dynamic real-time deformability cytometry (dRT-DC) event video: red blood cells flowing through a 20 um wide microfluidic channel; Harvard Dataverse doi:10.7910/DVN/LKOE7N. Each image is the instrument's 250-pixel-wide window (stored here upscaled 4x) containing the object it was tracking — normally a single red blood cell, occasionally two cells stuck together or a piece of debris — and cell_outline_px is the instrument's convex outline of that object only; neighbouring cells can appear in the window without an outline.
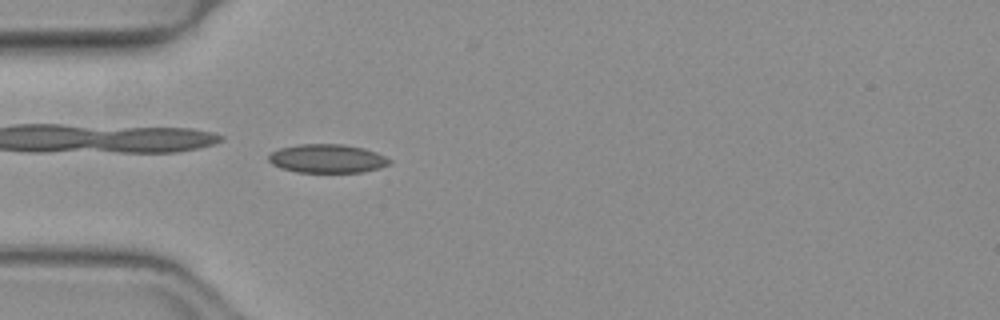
{"species": "common noctule bat (a hibernating species)", "species_latin": "Nyctalus noctula", "temperature_condition": "warm", "stored_images_in_passage": 49, "camera_frame_rate_fps": 3000, "um_per_image_px": 0.085, "animal": {"sex": "female", "body_mass_g": 19.3, "forearm_length_mm": 54.1}, "frame": {"image": 1, "passage_image": 13, "time_ms": 4.0, "image_size_px": [1000, 320], "cell_outline_px": [[392, 164], [380, 168], [364, 172], [296, 172], [280, 168], [272, 164], [268, 160], [268, 156], [272, 152], [280, 148], [300, 144], [344, 144], [364, 148], [376, 152], [392, 160]], "centroid_in_image_um": [27.84, 13.48], "position_along_channel_um": 57.2, "area_um2": 20.35}}
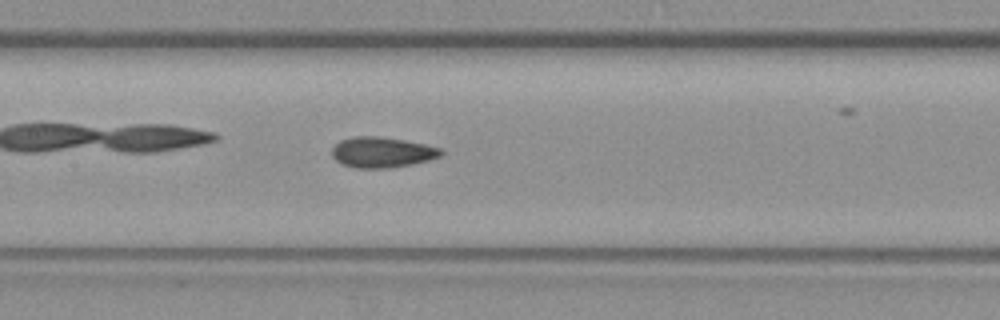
{"frame": {"image": 2, "passage_image": 22, "time_ms": 7.0, "image_size_px": [1000, 320], "cell_outline_px": [[444, 152], [440, 156], [428, 160], [412, 164], [392, 168], [352, 168], [340, 164], [332, 156], [332, 148], [340, 140], [356, 136], [380, 136], [404, 140], [424, 144], [440, 148]], "centroid_in_image_um": [32.44, 12.95], "position_along_channel_um": 175.0, "area_um2": 19.54}}
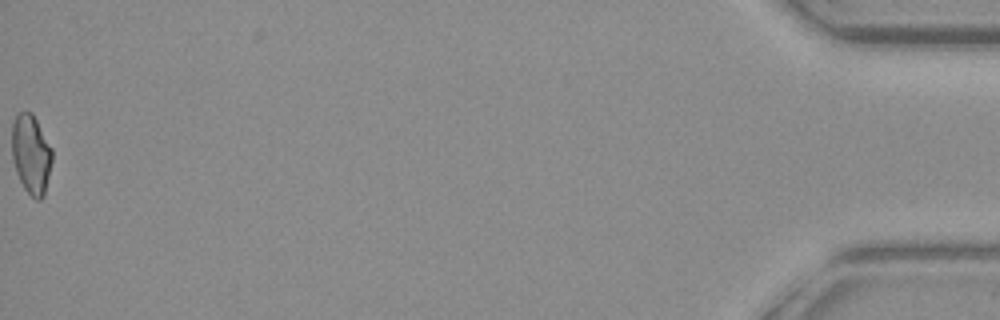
{"frame": {"image": 3, "passage_image": 49, "time_ms": 16.0, "image_size_px": [1000, 320], "cell_outline_px": [[52, 160], [44, 196], [40, 200], [36, 200], [24, 188], [16, 172], [12, 160], [12, 120], [20, 112], [32, 112], [52, 148]], "centroid_in_image_um": [2.63, 13.1], "position_along_channel_um": 432.6, "area_um2": 18.61}, "authors_computed_cell_mechanics": {"area_um2": 19.0162, "velocity_mm_per_s": 4.044, "shape_relaxation_time_tau1_ms": 8.3077, "shape_relaxation_time_tau2_ms": 1.6069, "deformation_change_tau1": 0.1649, "deformation_change_tau2": 0.0723}}